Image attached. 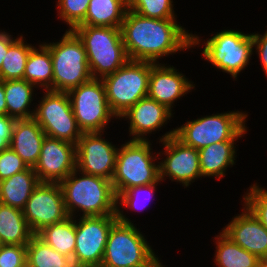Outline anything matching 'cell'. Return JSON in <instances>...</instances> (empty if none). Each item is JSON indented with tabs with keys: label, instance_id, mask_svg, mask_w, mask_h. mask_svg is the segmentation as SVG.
I'll use <instances>...</instances> for the list:
<instances>
[{
	"label": "cell",
	"instance_id": "obj_3",
	"mask_svg": "<svg viewBox=\"0 0 267 267\" xmlns=\"http://www.w3.org/2000/svg\"><path fill=\"white\" fill-rule=\"evenodd\" d=\"M101 264L109 267H157L161 262L139 229L117 205Z\"/></svg>",
	"mask_w": 267,
	"mask_h": 267
},
{
	"label": "cell",
	"instance_id": "obj_22",
	"mask_svg": "<svg viewBox=\"0 0 267 267\" xmlns=\"http://www.w3.org/2000/svg\"><path fill=\"white\" fill-rule=\"evenodd\" d=\"M235 141H223L211 144L200 150L199 162L203 177L221 179L226 174L227 167L235 164Z\"/></svg>",
	"mask_w": 267,
	"mask_h": 267
},
{
	"label": "cell",
	"instance_id": "obj_31",
	"mask_svg": "<svg viewBox=\"0 0 267 267\" xmlns=\"http://www.w3.org/2000/svg\"><path fill=\"white\" fill-rule=\"evenodd\" d=\"M173 0H127L128 10L153 19H176Z\"/></svg>",
	"mask_w": 267,
	"mask_h": 267
},
{
	"label": "cell",
	"instance_id": "obj_20",
	"mask_svg": "<svg viewBox=\"0 0 267 267\" xmlns=\"http://www.w3.org/2000/svg\"><path fill=\"white\" fill-rule=\"evenodd\" d=\"M45 137V132L34 118L16 119L9 147L14 150L29 167H34L39 159Z\"/></svg>",
	"mask_w": 267,
	"mask_h": 267
},
{
	"label": "cell",
	"instance_id": "obj_39",
	"mask_svg": "<svg viewBox=\"0 0 267 267\" xmlns=\"http://www.w3.org/2000/svg\"><path fill=\"white\" fill-rule=\"evenodd\" d=\"M16 39L12 38L9 33L1 32L0 31V69L3 63V59L5 58L6 54L8 53L9 46L15 41Z\"/></svg>",
	"mask_w": 267,
	"mask_h": 267
},
{
	"label": "cell",
	"instance_id": "obj_24",
	"mask_svg": "<svg viewBox=\"0 0 267 267\" xmlns=\"http://www.w3.org/2000/svg\"><path fill=\"white\" fill-rule=\"evenodd\" d=\"M33 235L22 210L0 203V240L3 245L26 246Z\"/></svg>",
	"mask_w": 267,
	"mask_h": 267
},
{
	"label": "cell",
	"instance_id": "obj_36",
	"mask_svg": "<svg viewBox=\"0 0 267 267\" xmlns=\"http://www.w3.org/2000/svg\"><path fill=\"white\" fill-rule=\"evenodd\" d=\"M0 267H27V249L22 245L0 247Z\"/></svg>",
	"mask_w": 267,
	"mask_h": 267
},
{
	"label": "cell",
	"instance_id": "obj_8",
	"mask_svg": "<svg viewBox=\"0 0 267 267\" xmlns=\"http://www.w3.org/2000/svg\"><path fill=\"white\" fill-rule=\"evenodd\" d=\"M151 62L128 60L115 73L102 78L107 102L116 119L147 97Z\"/></svg>",
	"mask_w": 267,
	"mask_h": 267
},
{
	"label": "cell",
	"instance_id": "obj_1",
	"mask_svg": "<svg viewBox=\"0 0 267 267\" xmlns=\"http://www.w3.org/2000/svg\"><path fill=\"white\" fill-rule=\"evenodd\" d=\"M120 29L129 60L159 63L161 57L189 50L201 42L176 19H153L131 10H127Z\"/></svg>",
	"mask_w": 267,
	"mask_h": 267
},
{
	"label": "cell",
	"instance_id": "obj_25",
	"mask_svg": "<svg viewBox=\"0 0 267 267\" xmlns=\"http://www.w3.org/2000/svg\"><path fill=\"white\" fill-rule=\"evenodd\" d=\"M33 84L26 80L4 81L7 115L15 119H29L34 117L35 109H28L34 96Z\"/></svg>",
	"mask_w": 267,
	"mask_h": 267
},
{
	"label": "cell",
	"instance_id": "obj_27",
	"mask_svg": "<svg viewBox=\"0 0 267 267\" xmlns=\"http://www.w3.org/2000/svg\"><path fill=\"white\" fill-rule=\"evenodd\" d=\"M217 239L215 263L218 267H259L260 259L248 252L223 232H220Z\"/></svg>",
	"mask_w": 267,
	"mask_h": 267
},
{
	"label": "cell",
	"instance_id": "obj_43",
	"mask_svg": "<svg viewBox=\"0 0 267 267\" xmlns=\"http://www.w3.org/2000/svg\"><path fill=\"white\" fill-rule=\"evenodd\" d=\"M157 267H164V266L162 265V263H160Z\"/></svg>",
	"mask_w": 267,
	"mask_h": 267
},
{
	"label": "cell",
	"instance_id": "obj_40",
	"mask_svg": "<svg viewBox=\"0 0 267 267\" xmlns=\"http://www.w3.org/2000/svg\"><path fill=\"white\" fill-rule=\"evenodd\" d=\"M7 115V105L4 92V81L0 80V116Z\"/></svg>",
	"mask_w": 267,
	"mask_h": 267
},
{
	"label": "cell",
	"instance_id": "obj_34",
	"mask_svg": "<svg viewBox=\"0 0 267 267\" xmlns=\"http://www.w3.org/2000/svg\"><path fill=\"white\" fill-rule=\"evenodd\" d=\"M243 201V206H246L267 229V190L253 184L244 195Z\"/></svg>",
	"mask_w": 267,
	"mask_h": 267
},
{
	"label": "cell",
	"instance_id": "obj_38",
	"mask_svg": "<svg viewBox=\"0 0 267 267\" xmlns=\"http://www.w3.org/2000/svg\"><path fill=\"white\" fill-rule=\"evenodd\" d=\"M252 38L253 46H255L253 49H256V52H258L263 71H265L267 76V31L263 35L253 33Z\"/></svg>",
	"mask_w": 267,
	"mask_h": 267
},
{
	"label": "cell",
	"instance_id": "obj_13",
	"mask_svg": "<svg viewBox=\"0 0 267 267\" xmlns=\"http://www.w3.org/2000/svg\"><path fill=\"white\" fill-rule=\"evenodd\" d=\"M22 211L33 234L69 217L59 183L40 182Z\"/></svg>",
	"mask_w": 267,
	"mask_h": 267
},
{
	"label": "cell",
	"instance_id": "obj_5",
	"mask_svg": "<svg viewBox=\"0 0 267 267\" xmlns=\"http://www.w3.org/2000/svg\"><path fill=\"white\" fill-rule=\"evenodd\" d=\"M44 45L52 58L53 91L69 92L92 79L84 45L72 30H66L59 42Z\"/></svg>",
	"mask_w": 267,
	"mask_h": 267
},
{
	"label": "cell",
	"instance_id": "obj_12",
	"mask_svg": "<svg viewBox=\"0 0 267 267\" xmlns=\"http://www.w3.org/2000/svg\"><path fill=\"white\" fill-rule=\"evenodd\" d=\"M75 220L76 245L73 255L75 266L95 267L101 264L111 227L117 215L80 216Z\"/></svg>",
	"mask_w": 267,
	"mask_h": 267
},
{
	"label": "cell",
	"instance_id": "obj_18",
	"mask_svg": "<svg viewBox=\"0 0 267 267\" xmlns=\"http://www.w3.org/2000/svg\"><path fill=\"white\" fill-rule=\"evenodd\" d=\"M242 214L235 216L222 232L233 242L257 256H267V229L245 206Z\"/></svg>",
	"mask_w": 267,
	"mask_h": 267
},
{
	"label": "cell",
	"instance_id": "obj_29",
	"mask_svg": "<svg viewBox=\"0 0 267 267\" xmlns=\"http://www.w3.org/2000/svg\"><path fill=\"white\" fill-rule=\"evenodd\" d=\"M27 249V267H74L72 257L57 252L34 234Z\"/></svg>",
	"mask_w": 267,
	"mask_h": 267
},
{
	"label": "cell",
	"instance_id": "obj_14",
	"mask_svg": "<svg viewBox=\"0 0 267 267\" xmlns=\"http://www.w3.org/2000/svg\"><path fill=\"white\" fill-rule=\"evenodd\" d=\"M164 145L166 159L159 164V177L167 176L171 181L182 183L188 187L191 182L202 178L197 149L185 145L175 136V129L165 133L160 141Z\"/></svg>",
	"mask_w": 267,
	"mask_h": 267
},
{
	"label": "cell",
	"instance_id": "obj_9",
	"mask_svg": "<svg viewBox=\"0 0 267 267\" xmlns=\"http://www.w3.org/2000/svg\"><path fill=\"white\" fill-rule=\"evenodd\" d=\"M77 125L82 133L105 132L112 117L102 79L92 78L67 92Z\"/></svg>",
	"mask_w": 267,
	"mask_h": 267
},
{
	"label": "cell",
	"instance_id": "obj_2",
	"mask_svg": "<svg viewBox=\"0 0 267 267\" xmlns=\"http://www.w3.org/2000/svg\"><path fill=\"white\" fill-rule=\"evenodd\" d=\"M72 171L59 184L69 217L82 211L83 217L117 215V196L112 182L98 176Z\"/></svg>",
	"mask_w": 267,
	"mask_h": 267
},
{
	"label": "cell",
	"instance_id": "obj_32",
	"mask_svg": "<svg viewBox=\"0 0 267 267\" xmlns=\"http://www.w3.org/2000/svg\"><path fill=\"white\" fill-rule=\"evenodd\" d=\"M90 0H58V13L60 19L73 30L84 20Z\"/></svg>",
	"mask_w": 267,
	"mask_h": 267
},
{
	"label": "cell",
	"instance_id": "obj_17",
	"mask_svg": "<svg viewBox=\"0 0 267 267\" xmlns=\"http://www.w3.org/2000/svg\"><path fill=\"white\" fill-rule=\"evenodd\" d=\"M195 87L188 78L172 66L151 62L148 97L173 111L174 102ZM172 106V107H171Z\"/></svg>",
	"mask_w": 267,
	"mask_h": 267
},
{
	"label": "cell",
	"instance_id": "obj_10",
	"mask_svg": "<svg viewBox=\"0 0 267 267\" xmlns=\"http://www.w3.org/2000/svg\"><path fill=\"white\" fill-rule=\"evenodd\" d=\"M203 44L204 59L235 79L248 65L254 47L252 34L232 29L217 32Z\"/></svg>",
	"mask_w": 267,
	"mask_h": 267
},
{
	"label": "cell",
	"instance_id": "obj_23",
	"mask_svg": "<svg viewBox=\"0 0 267 267\" xmlns=\"http://www.w3.org/2000/svg\"><path fill=\"white\" fill-rule=\"evenodd\" d=\"M127 0H90L85 20L78 26L121 28Z\"/></svg>",
	"mask_w": 267,
	"mask_h": 267
},
{
	"label": "cell",
	"instance_id": "obj_35",
	"mask_svg": "<svg viewBox=\"0 0 267 267\" xmlns=\"http://www.w3.org/2000/svg\"><path fill=\"white\" fill-rule=\"evenodd\" d=\"M28 167L22 158L10 147L0 151V181L20 173Z\"/></svg>",
	"mask_w": 267,
	"mask_h": 267
},
{
	"label": "cell",
	"instance_id": "obj_30",
	"mask_svg": "<svg viewBox=\"0 0 267 267\" xmlns=\"http://www.w3.org/2000/svg\"><path fill=\"white\" fill-rule=\"evenodd\" d=\"M24 42L23 36H20L9 46L0 69V80L24 79L26 62L30 51L34 48V46Z\"/></svg>",
	"mask_w": 267,
	"mask_h": 267
},
{
	"label": "cell",
	"instance_id": "obj_41",
	"mask_svg": "<svg viewBox=\"0 0 267 267\" xmlns=\"http://www.w3.org/2000/svg\"><path fill=\"white\" fill-rule=\"evenodd\" d=\"M259 267H267V256L260 259Z\"/></svg>",
	"mask_w": 267,
	"mask_h": 267
},
{
	"label": "cell",
	"instance_id": "obj_19",
	"mask_svg": "<svg viewBox=\"0 0 267 267\" xmlns=\"http://www.w3.org/2000/svg\"><path fill=\"white\" fill-rule=\"evenodd\" d=\"M171 116V110L147 96L131 106L120 118L130 120L129 132L130 136L132 135L130 140L144 141L147 140L146 134L161 129Z\"/></svg>",
	"mask_w": 267,
	"mask_h": 267
},
{
	"label": "cell",
	"instance_id": "obj_6",
	"mask_svg": "<svg viewBox=\"0 0 267 267\" xmlns=\"http://www.w3.org/2000/svg\"><path fill=\"white\" fill-rule=\"evenodd\" d=\"M149 140H130L118 149L112 185L116 196L121 192L140 185L156 183L159 177V165L151 154ZM153 155V156H152Z\"/></svg>",
	"mask_w": 267,
	"mask_h": 267
},
{
	"label": "cell",
	"instance_id": "obj_4",
	"mask_svg": "<svg viewBox=\"0 0 267 267\" xmlns=\"http://www.w3.org/2000/svg\"><path fill=\"white\" fill-rule=\"evenodd\" d=\"M72 31L84 45L92 78L115 73L129 60L120 28L77 26Z\"/></svg>",
	"mask_w": 267,
	"mask_h": 267
},
{
	"label": "cell",
	"instance_id": "obj_16",
	"mask_svg": "<svg viewBox=\"0 0 267 267\" xmlns=\"http://www.w3.org/2000/svg\"><path fill=\"white\" fill-rule=\"evenodd\" d=\"M33 169L40 182L60 183L76 169V145L46 136Z\"/></svg>",
	"mask_w": 267,
	"mask_h": 267
},
{
	"label": "cell",
	"instance_id": "obj_28",
	"mask_svg": "<svg viewBox=\"0 0 267 267\" xmlns=\"http://www.w3.org/2000/svg\"><path fill=\"white\" fill-rule=\"evenodd\" d=\"M74 217L49 225L40 230L36 235L46 244L50 245L60 254L72 257L76 245V229Z\"/></svg>",
	"mask_w": 267,
	"mask_h": 267
},
{
	"label": "cell",
	"instance_id": "obj_37",
	"mask_svg": "<svg viewBox=\"0 0 267 267\" xmlns=\"http://www.w3.org/2000/svg\"><path fill=\"white\" fill-rule=\"evenodd\" d=\"M16 119L8 115L0 116V151L9 148Z\"/></svg>",
	"mask_w": 267,
	"mask_h": 267
},
{
	"label": "cell",
	"instance_id": "obj_7",
	"mask_svg": "<svg viewBox=\"0 0 267 267\" xmlns=\"http://www.w3.org/2000/svg\"><path fill=\"white\" fill-rule=\"evenodd\" d=\"M246 118L240 111L206 115L175 128V136L197 150L217 142L237 141L247 131Z\"/></svg>",
	"mask_w": 267,
	"mask_h": 267
},
{
	"label": "cell",
	"instance_id": "obj_21",
	"mask_svg": "<svg viewBox=\"0 0 267 267\" xmlns=\"http://www.w3.org/2000/svg\"><path fill=\"white\" fill-rule=\"evenodd\" d=\"M40 181L33 167L0 181V203L23 210Z\"/></svg>",
	"mask_w": 267,
	"mask_h": 267
},
{
	"label": "cell",
	"instance_id": "obj_42",
	"mask_svg": "<svg viewBox=\"0 0 267 267\" xmlns=\"http://www.w3.org/2000/svg\"><path fill=\"white\" fill-rule=\"evenodd\" d=\"M95 267H109V266H106V265H104V264H100V265L95 266Z\"/></svg>",
	"mask_w": 267,
	"mask_h": 267
},
{
	"label": "cell",
	"instance_id": "obj_26",
	"mask_svg": "<svg viewBox=\"0 0 267 267\" xmlns=\"http://www.w3.org/2000/svg\"><path fill=\"white\" fill-rule=\"evenodd\" d=\"M24 80L43 90L53 91V66L50 50L44 45H39V49L33 48L28 56Z\"/></svg>",
	"mask_w": 267,
	"mask_h": 267
},
{
	"label": "cell",
	"instance_id": "obj_11",
	"mask_svg": "<svg viewBox=\"0 0 267 267\" xmlns=\"http://www.w3.org/2000/svg\"><path fill=\"white\" fill-rule=\"evenodd\" d=\"M34 113V119L47 137L77 145L79 129L67 92L46 90Z\"/></svg>",
	"mask_w": 267,
	"mask_h": 267
},
{
	"label": "cell",
	"instance_id": "obj_15",
	"mask_svg": "<svg viewBox=\"0 0 267 267\" xmlns=\"http://www.w3.org/2000/svg\"><path fill=\"white\" fill-rule=\"evenodd\" d=\"M102 133H82L76 145V169L111 181L119 148L103 139Z\"/></svg>",
	"mask_w": 267,
	"mask_h": 267
},
{
	"label": "cell",
	"instance_id": "obj_33",
	"mask_svg": "<svg viewBox=\"0 0 267 267\" xmlns=\"http://www.w3.org/2000/svg\"><path fill=\"white\" fill-rule=\"evenodd\" d=\"M160 181L161 180L159 179L156 183L133 186L125 190L124 192H121L117 196V204L119 203L121 206H124L125 208H128V209L130 208L132 210H137V211L144 209L146 206H148L147 203L145 202L146 205L145 204L140 205V203H144V200H146L149 197L151 198L152 196H154L153 195L154 191ZM140 195H142L143 197H141ZM140 198L141 199L144 198V199L141 200Z\"/></svg>",
	"mask_w": 267,
	"mask_h": 267
}]
</instances>
